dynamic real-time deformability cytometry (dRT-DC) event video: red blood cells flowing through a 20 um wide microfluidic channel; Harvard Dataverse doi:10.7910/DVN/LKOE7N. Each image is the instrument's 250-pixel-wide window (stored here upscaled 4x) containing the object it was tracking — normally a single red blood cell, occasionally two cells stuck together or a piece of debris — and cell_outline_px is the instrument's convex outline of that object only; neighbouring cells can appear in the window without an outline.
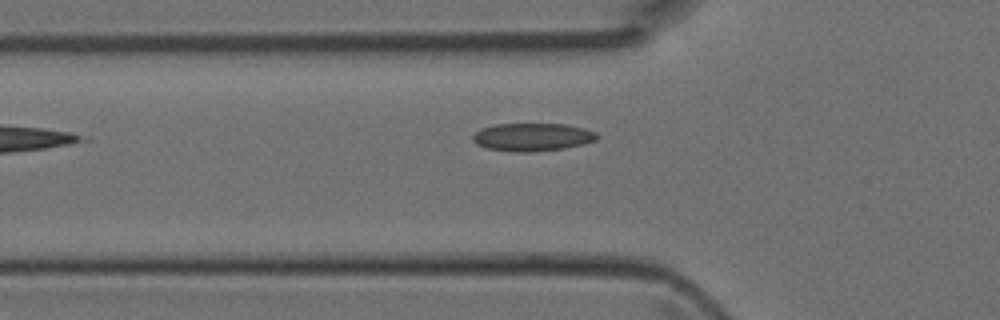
{"species": "Egyptian fruit bat (a non-hibernating species)", "species_latin": "Rousettus aegyptiacus", "temperature_condition": "room temperature", "stored_images_in_passage": 4, "camera_frame_rate_fps": 3000, "um_per_image_px": 0.085, "animal": {"sex": "female"}, "frame": {"image": 1, "passage_image": 4, "time_ms": 1.0, "image_size_px": [1000, 320], "cell_outline_px": [[600, 136], [596, 140], [584, 144], [560, 148], [532, 152], [512, 152], [488, 148], [476, 144], [472, 140], [472, 136], [480, 128], [496, 124], [564, 124], [584, 128], [596, 132]], "centroid_in_image_um": [45.24, 11.64], "position_along_channel_um": 80.6, "area_um2": 20.23}}